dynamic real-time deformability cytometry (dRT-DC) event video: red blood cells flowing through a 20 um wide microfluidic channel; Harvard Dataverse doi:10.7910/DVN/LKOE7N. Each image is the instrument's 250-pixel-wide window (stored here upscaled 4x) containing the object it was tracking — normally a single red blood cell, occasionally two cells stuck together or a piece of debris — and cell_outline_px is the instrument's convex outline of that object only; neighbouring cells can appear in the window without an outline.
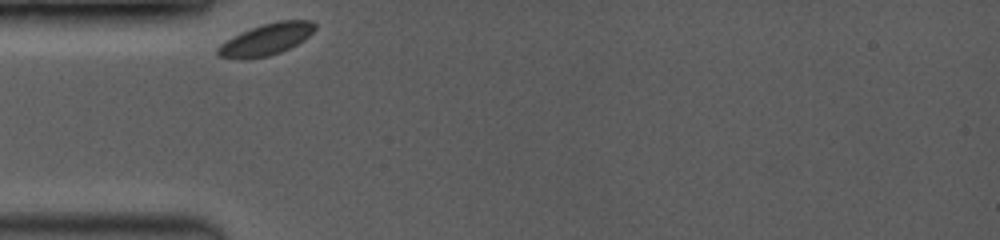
{"species": "common noctule bat (a hibernating species)", "species_latin": "Nyctalus noctula", "temperature_condition": "room temperature", "stored_images_in_passage": 34, "camera_frame_rate_fps": 3500, "um_per_image_px": 0.085, "animal": {"sex": "female", "body_mass_g": 19.0, "forearm_length_mm": 53.3}, "frame": {"image": 1, "passage_image": 1, "time_ms": 0.0, "image_size_px": [1000, 240], "cell_outline_px": [[316, 28], [304, 40], [280, 52], [268, 56], [244, 60], [240, 60], [220, 56], [216, 52], [216, 48], [220, 44], [240, 32], [276, 20], [312, 20], [316, 24]], "centroid_in_image_um": [22.62, 3.35], "position_along_channel_um": 62.4, "area_um2": 17.92}}
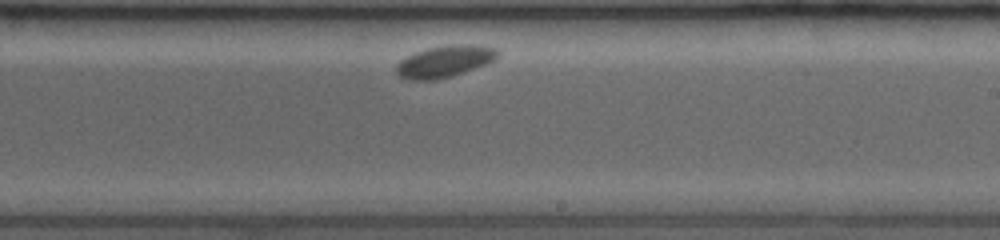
{"frame": {"image": 2, "passage_image": 20, "time_ms": 5.429, "image_size_px": [1000, 240], "cell_outline_px": [[500, 52], [496, 60], [464, 72], [452, 76], [436, 80], [408, 80], [400, 76], [396, 72], [396, 64], [400, 60], [416, 52], [428, 48], [448, 44], [480, 44], [496, 48]], "centroid_in_image_um": [37.83, 5.21], "position_along_channel_um": 251.2, "area_um2": 18.96}}
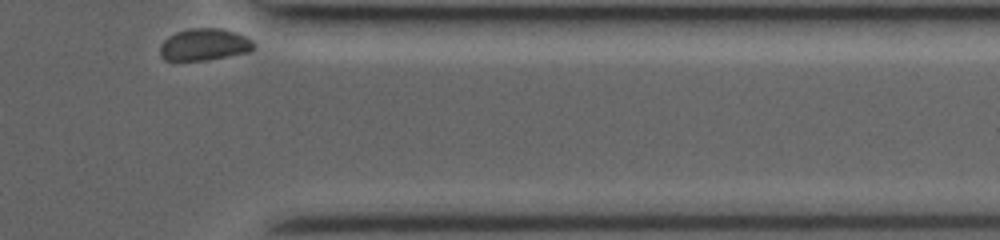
{"frame": {"image": 3, "passage_image": 34, "time_ms": 9.429, "image_size_px": [1000, 240], "cell_outline_px": [[256, 44], [248, 52], [208, 60], [164, 60], [160, 56], [160, 44], [168, 36], [176, 32], [192, 28], [220, 28], [236, 32], [248, 36]], "centroid_in_image_um": [17.37, 3.78], "position_along_channel_um": 394.0, "area_um2": 17.57}}